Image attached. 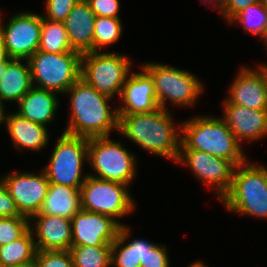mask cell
<instances>
[{"label":"cell","mask_w":267,"mask_h":267,"mask_svg":"<svg viewBox=\"0 0 267 267\" xmlns=\"http://www.w3.org/2000/svg\"><path fill=\"white\" fill-rule=\"evenodd\" d=\"M172 113L163 108L155 111L119 114L118 131L149 153L178 160L181 149V123L176 128Z\"/></svg>","instance_id":"6da1fadb"},{"label":"cell","mask_w":267,"mask_h":267,"mask_svg":"<svg viewBox=\"0 0 267 267\" xmlns=\"http://www.w3.org/2000/svg\"><path fill=\"white\" fill-rule=\"evenodd\" d=\"M68 93L71 116L63 133L93 138L110 136L113 128L118 131V109L109 107L111 97L98 92L81 77L65 92Z\"/></svg>","instance_id":"7a4b0ae2"},{"label":"cell","mask_w":267,"mask_h":267,"mask_svg":"<svg viewBox=\"0 0 267 267\" xmlns=\"http://www.w3.org/2000/svg\"><path fill=\"white\" fill-rule=\"evenodd\" d=\"M180 150H199L221 159L231 161L235 166L247 161L241 143L222 118L196 116L181 123Z\"/></svg>","instance_id":"3957f363"},{"label":"cell","mask_w":267,"mask_h":267,"mask_svg":"<svg viewBox=\"0 0 267 267\" xmlns=\"http://www.w3.org/2000/svg\"><path fill=\"white\" fill-rule=\"evenodd\" d=\"M220 201L231 212L267 219V168L248 160L236 166L232 186Z\"/></svg>","instance_id":"277c9868"},{"label":"cell","mask_w":267,"mask_h":267,"mask_svg":"<svg viewBox=\"0 0 267 267\" xmlns=\"http://www.w3.org/2000/svg\"><path fill=\"white\" fill-rule=\"evenodd\" d=\"M136 157L110 136L88 138V161L95 171L92 177L131 184L137 174Z\"/></svg>","instance_id":"5b68a950"},{"label":"cell","mask_w":267,"mask_h":267,"mask_svg":"<svg viewBox=\"0 0 267 267\" xmlns=\"http://www.w3.org/2000/svg\"><path fill=\"white\" fill-rule=\"evenodd\" d=\"M81 57L80 52L56 54L37 50L28 59L33 86L65 93L81 77Z\"/></svg>","instance_id":"8992f818"},{"label":"cell","mask_w":267,"mask_h":267,"mask_svg":"<svg viewBox=\"0 0 267 267\" xmlns=\"http://www.w3.org/2000/svg\"><path fill=\"white\" fill-rule=\"evenodd\" d=\"M42 170L49 183L80 188L88 174L82 176L84 161H88V138L62 133Z\"/></svg>","instance_id":"52a82bcc"},{"label":"cell","mask_w":267,"mask_h":267,"mask_svg":"<svg viewBox=\"0 0 267 267\" xmlns=\"http://www.w3.org/2000/svg\"><path fill=\"white\" fill-rule=\"evenodd\" d=\"M140 67L153 79L158 105L165 110L167 100L176 106H193L204 90L201 81L185 70L151 62Z\"/></svg>","instance_id":"ba28073f"},{"label":"cell","mask_w":267,"mask_h":267,"mask_svg":"<svg viewBox=\"0 0 267 267\" xmlns=\"http://www.w3.org/2000/svg\"><path fill=\"white\" fill-rule=\"evenodd\" d=\"M131 65L130 58L115 52H85L81 57V78L113 98L121 95Z\"/></svg>","instance_id":"9c48e42d"},{"label":"cell","mask_w":267,"mask_h":267,"mask_svg":"<svg viewBox=\"0 0 267 267\" xmlns=\"http://www.w3.org/2000/svg\"><path fill=\"white\" fill-rule=\"evenodd\" d=\"M129 186L90 175L80 187L82 210L117 218L129 215L135 208Z\"/></svg>","instance_id":"30bf717a"},{"label":"cell","mask_w":267,"mask_h":267,"mask_svg":"<svg viewBox=\"0 0 267 267\" xmlns=\"http://www.w3.org/2000/svg\"><path fill=\"white\" fill-rule=\"evenodd\" d=\"M0 33L11 59L28 60L39 48L41 15L29 12L13 15L6 25L1 22Z\"/></svg>","instance_id":"8fae6325"},{"label":"cell","mask_w":267,"mask_h":267,"mask_svg":"<svg viewBox=\"0 0 267 267\" xmlns=\"http://www.w3.org/2000/svg\"><path fill=\"white\" fill-rule=\"evenodd\" d=\"M176 162L188 164L199 180L207 185H213L220 200L232 186L236 166L227 159H221L199 150H180Z\"/></svg>","instance_id":"7c38bea8"},{"label":"cell","mask_w":267,"mask_h":267,"mask_svg":"<svg viewBox=\"0 0 267 267\" xmlns=\"http://www.w3.org/2000/svg\"><path fill=\"white\" fill-rule=\"evenodd\" d=\"M1 179L21 215L30 219L39 212L50 184L42 169L39 174L13 172Z\"/></svg>","instance_id":"4fadbf2b"},{"label":"cell","mask_w":267,"mask_h":267,"mask_svg":"<svg viewBox=\"0 0 267 267\" xmlns=\"http://www.w3.org/2000/svg\"><path fill=\"white\" fill-rule=\"evenodd\" d=\"M71 246H111L123 223L112 217L80 210L72 219Z\"/></svg>","instance_id":"5bb4252c"},{"label":"cell","mask_w":267,"mask_h":267,"mask_svg":"<svg viewBox=\"0 0 267 267\" xmlns=\"http://www.w3.org/2000/svg\"><path fill=\"white\" fill-rule=\"evenodd\" d=\"M258 67L256 70L240 68L230 86L229 97L223 103H234L256 110L267 109V78L264 69L260 65Z\"/></svg>","instance_id":"9a60e30c"},{"label":"cell","mask_w":267,"mask_h":267,"mask_svg":"<svg viewBox=\"0 0 267 267\" xmlns=\"http://www.w3.org/2000/svg\"><path fill=\"white\" fill-rule=\"evenodd\" d=\"M30 219L32 222L29 228L33 233L35 232L33 236L38 238H34L37 251H60L71 248V219L43 214H35ZM33 219L35 224L31 225L34 222Z\"/></svg>","instance_id":"2e32d148"},{"label":"cell","mask_w":267,"mask_h":267,"mask_svg":"<svg viewBox=\"0 0 267 267\" xmlns=\"http://www.w3.org/2000/svg\"><path fill=\"white\" fill-rule=\"evenodd\" d=\"M142 71L129 74L120 95L124 105L118 106V114L151 112L159 107L154 90V82L150 75Z\"/></svg>","instance_id":"e0dca14e"},{"label":"cell","mask_w":267,"mask_h":267,"mask_svg":"<svg viewBox=\"0 0 267 267\" xmlns=\"http://www.w3.org/2000/svg\"><path fill=\"white\" fill-rule=\"evenodd\" d=\"M226 125L241 141L259 140L267 135V109L256 110L234 103H223Z\"/></svg>","instance_id":"ac0fdd59"},{"label":"cell","mask_w":267,"mask_h":267,"mask_svg":"<svg viewBox=\"0 0 267 267\" xmlns=\"http://www.w3.org/2000/svg\"><path fill=\"white\" fill-rule=\"evenodd\" d=\"M96 15L85 0H80L63 21L71 47L80 53L93 52Z\"/></svg>","instance_id":"d6986e66"},{"label":"cell","mask_w":267,"mask_h":267,"mask_svg":"<svg viewBox=\"0 0 267 267\" xmlns=\"http://www.w3.org/2000/svg\"><path fill=\"white\" fill-rule=\"evenodd\" d=\"M56 94L55 91L33 86L18 102L16 113L32 122L46 126L54 120L59 106Z\"/></svg>","instance_id":"ffe728a7"},{"label":"cell","mask_w":267,"mask_h":267,"mask_svg":"<svg viewBox=\"0 0 267 267\" xmlns=\"http://www.w3.org/2000/svg\"><path fill=\"white\" fill-rule=\"evenodd\" d=\"M8 133L11 137L12 144L18 150L30 149L41 150L47 145L49 134L46 126L32 122L18 113L9 114L5 119Z\"/></svg>","instance_id":"44dd1931"},{"label":"cell","mask_w":267,"mask_h":267,"mask_svg":"<svg viewBox=\"0 0 267 267\" xmlns=\"http://www.w3.org/2000/svg\"><path fill=\"white\" fill-rule=\"evenodd\" d=\"M10 59L0 79V100L19 102L33 87L31 68L28 60Z\"/></svg>","instance_id":"7402d4cb"},{"label":"cell","mask_w":267,"mask_h":267,"mask_svg":"<svg viewBox=\"0 0 267 267\" xmlns=\"http://www.w3.org/2000/svg\"><path fill=\"white\" fill-rule=\"evenodd\" d=\"M81 209L80 188L50 183L37 214L72 219Z\"/></svg>","instance_id":"603a6c76"},{"label":"cell","mask_w":267,"mask_h":267,"mask_svg":"<svg viewBox=\"0 0 267 267\" xmlns=\"http://www.w3.org/2000/svg\"><path fill=\"white\" fill-rule=\"evenodd\" d=\"M37 248L33 232L29 228L20 238L0 246L1 267L33 263Z\"/></svg>","instance_id":"cb8c5ba5"},{"label":"cell","mask_w":267,"mask_h":267,"mask_svg":"<svg viewBox=\"0 0 267 267\" xmlns=\"http://www.w3.org/2000/svg\"><path fill=\"white\" fill-rule=\"evenodd\" d=\"M38 51L46 53L79 52L74 50L68 40L63 22L51 21L41 16V35Z\"/></svg>","instance_id":"d4e9b609"},{"label":"cell","mask_w":267,"mask_h":267,"mask_svg":"<svg viewBox=\"0 0 267 267\" xmlns=\"http://www.w3.org/2000/svg\"><path fill=\"white\" fill-rule=\"evenodd\" d=\"M74 267H110L111 246H71Z\"/></svg>","instance_id":"484cf974"},{"label":"cell","mask_w":267,"mask_h":267,"mask_svg":"<svg viewBox=\"0 0 267 267\" xmlns=\"http://www.w3.org/2000/svg\"><path fill=\"white\" fill-rule=\"evenodd\" d=\"M122 31L120 19L97 16L94 25L93 52H100L102 47L118 42Z\"/></svg>","instance_id":"4316f807"},{"label":"cell","mask_w":267,"mask_h":267,"mask_svg":"<svg viewBox=\"0 0 267 267\" xmlns=\"http://www.w3.org/2000/svg\"><path fill=\"white\" fill-rule=\"evenodd\" d=\"M234 22L241 23L240 25L243 29L252 35H259L261 37L267 28V3L262 1L249 5L230 21V23Z\"/></svg>","instance_id":"83f0119b"},{"label":"cell","mask_w":267,"mask_h":267,"mask_svg":"<svg viewBox=\"0 0 267 267\" xmlns=\"http://www.w3.org/2000/svg\"><path fill=\"white\" fill-rule=\"evenodd\" d=\"M129 234V227L122 225L116 240L111 244V265H115V267H140V264H136L135 240L124 246Z\"/></svg>","instance_id":"f1b7e54d"},{"label":"cell","mask_w":267,"mask_h":267,"mask_svg":"<svg viewBox=\"0 0 267 267\" xmlns=\"http://www.w3.org/2000/svg\"><path fill=\"white\" fill-rule=\"evenodd\" d=\"M30 219L25 216L0 217V246L20 238L28 229Z\"/></svg>","instance_id":"f546056e"},{"label":"cell","mask_w":267,"mask_h":267,"mask_svg":"<svg viewBox=\"0 0 267 267\" xmlns=\"http://www.w3.org/2000/svg\"><path fill=\"white\" fill-rule=\"evenodd\" d=\"M34 267H74L69 250L37 251Z\"/></svg>","instance_id":"4dcf8cb0"},{"label":"cell","mask_w":267,"mask_h":267,"mask_svg":"<svg viewBox=\"0 0 267 267\" xmlns=\"http://www.w3.org/2000/svg\"><path fill=\"white\" fill-rule=\"evenodd\" d=\"M79 1L80 0H47V16L42 15V17L51 21L63 22L72 10V8Z\"/></svg>","instance_id":"1f68e13d"},{"label":"cell","mask_w":267,"mask_h":267,"mask_svg":"<svg viewBox=\"0 0 267 267\" xmlns=\"http://www.w3.org/2000/svg\"><path fill=\"white\" fill-rule=\"evenodd\" d=\"M94 14L101 17L120 19L118 15L119 0H85Z\"/></svg>","instance_id":"d6a6232c"},{"label":"cell","mask_w":267,"mask_h":267,"mask_svg":"<svg viewBox=\"0 0 267 267\" xmlns=\"http://www.w3.org/2000/svg\"><path fill=\"white\" fill-rule=\"evenodd\" d=\"M163 245H155L145 256L144 262H140V267H169V257Z\"/></svg>","instance_id":"836d02e7"},{"label":"cell","mask_w":267,"mask_h":267,"mask_svg":"<svg viewBox=\"0 0 267 267\" xmlns=\"http://www.w3.org/2000/svg\"><path fill=\"white\" fill-rule=\"evenodd\" d=\"M22 216L11 198L4 182L0 179V217Z\"/></svg>","instance_id":"e575fe53"},{"label":"cell","mask_w":267,"mask_h":267,"mask_svg":"<svg viewBox=\"0 0 267 267\" xmlns=\"http://www.w3.org/2000/svg\"><path fill=\"white\" fill-rule=\"evenodd\" d=\"M264 0H226L221 11L223 17L230 22L238 13L243 11L249 5L260 3Z\"/></svg>","instance_id":"d590c367"},{"label":"cell","mask_w":267,"mask_h":267,"mask_svg":"<svg viewBox=\"0 0 267 267\" xmlns=\"http://www.w3.org/2000/svg\"><path fill=\"white\" fill-rule=\"evenodd\" d=\"M155 245L156 244L147 242L145 240L135 239L136 264H140V262H144L145 256Z\"/></svg>","instance_id":"8d00e7d4"},{"label":"cell","mask_w":267,"mask_h":267,"mask_svg":"<svg viewBox=\"0 0 267 267\" xmlns=\"http://www.w3.org/2000/svg\"><path fill=\"white\" fill-rule=\"evenodd\" d=\"M10 59L11 58L7 52L4 38L2 34L0 33V63H7Z\"/></svg>","instance_id":"74e56055"},{"label":"cell","mask_w":267,"mask_h":267,"mask_svg":"<svg viewBox=\"0 0 267 267\" xmlns=\"http://www.w3.org/2000/svg\"><path fill=\"white\" fill-rule=\"evenodd\" d=\"M212 1L214 2L213 4V7L214 8H219V12H221L222 11V9H223V7H224V5H225V2H226V0H211V1H209L210 3H212ZM217 3V4H216Z\"/></svg>","instance_id":"f35d334b"},{"label":"cell","mask_w":267,"mask_h":267,"mask_svg":"<svg viewBox=\"0 0 267 267\" xmlns=\"http://www.w3.org/2000/svg\"><path fill=\"white\" fill-rule=\"evenodd\" d=\"M4 102H2L0 100V125L2 124V122L4 123L5 122V119H6V114H5V109H4Z\"/></svg>","instance_id":"ab89813d"},{"label":"cell","mask_w":267,"mask_h":267,"mask_svg":"<svg viewBox=\"0 0 267 267\" xmlns=\"http://www.w3.org/2000/svg\"><path fill=\"white\" fill-rule=\"evenodd\" d=\"M188 267H208V266H206L203 262H199V261H197V262H194V263H192V264H190Z\"/></svg>","instance_id":"60d3db41"},{"label":"cell","mask_w":267,"mask_h":267,"mask_svg":"<svg viewBox=\"0 0 267 267\" xmlns=\"http://www.w3.org/2000/svg\"><path fill=\"white\" fill-rule=\"evenodd\" d=\"M260 38L263 39L266 49H267V28L265 29L264 33L261 35Z\"/></svg>","instance_id":"b9f144b4"},{"label":"cell","mask_w":267,"mask_h":267,"mask_svg":"<svg viewBox=\"0 0 267 267\" xmlns=\"http://www.w3.org/2000/svg\"><path fill=\"white\" fill-rule=\"evenodd\" d=\"M7 267H34V264L27 263V264L13 265V266H7Z\"/></svg>","instance_id":"7bdbcfd3"},{"label":"cell","mask_w":267,"mask_h":267,"mask_svg":"<svg viewBox=\"0 0 267 267\" xmlns=\"http://www.w3.org/2000/svg\"><path fill=\"white\" fill-rule=\"evenodd\" d=\"M6 63H0V79L3 76L4 70H5Z\"/></svg>","instance_id":"ee69618b"},{"label":"cell","mask_w":267,"mask_h":267,"mask_svg":"<svg viewBox=\"0 0 267 267\" xmlns=\"http://www.w3.org/2000/svg\"><path fill=\"white\" fill-rule=\"evenodd\" d=\"M260 66L264 69V72L267 78V65L261 64Z\"/></svg>","instance_id":"f6af8a7d"}]
</instances>
